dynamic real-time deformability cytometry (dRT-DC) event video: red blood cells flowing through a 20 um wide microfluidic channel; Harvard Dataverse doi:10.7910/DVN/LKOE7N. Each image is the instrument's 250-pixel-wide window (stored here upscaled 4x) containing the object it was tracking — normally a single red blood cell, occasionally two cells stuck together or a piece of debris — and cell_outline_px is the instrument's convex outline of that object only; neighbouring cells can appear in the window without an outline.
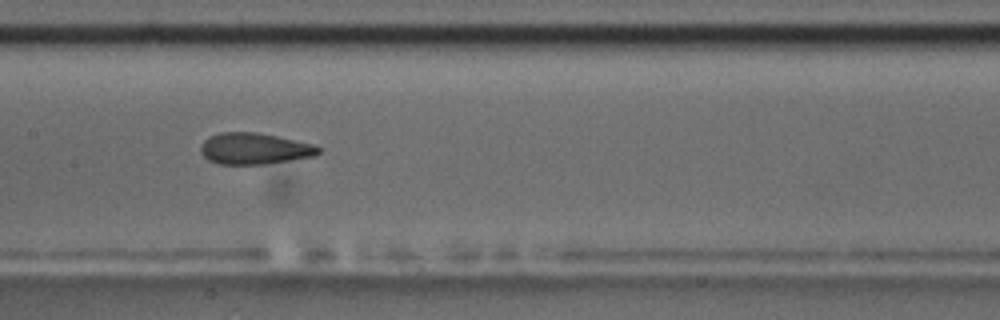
{"species": "common noctule bat (a hibernating species)", "species_latin": "Nyctalus noctula", "temperature_condition": "room temperature", "stored_images_in_passage": 6, "camera_frame_rate_fps": 3000, "um_per_image_px": 0.085, "animal": {"sex": "male", "body_mass_g": 17.5, "forearm_length_mm": 52.3}, "frame": {"image": 1, "passage_image": 4, "time_ms": 3.333, "image_size_px": [1000, 320], "cell_outline_px": [[320, 152], [312, 156], [264, 164], [220, 164], [208, 160], [200, 152], [200, 144], [208, 136], [220, 132], [256, 132], [316, 144], [320, 148]], "centroid_in_image_um": [21.58, 12.62], "position_along_channel_um": 185.8, "area_um2": 21.5}}